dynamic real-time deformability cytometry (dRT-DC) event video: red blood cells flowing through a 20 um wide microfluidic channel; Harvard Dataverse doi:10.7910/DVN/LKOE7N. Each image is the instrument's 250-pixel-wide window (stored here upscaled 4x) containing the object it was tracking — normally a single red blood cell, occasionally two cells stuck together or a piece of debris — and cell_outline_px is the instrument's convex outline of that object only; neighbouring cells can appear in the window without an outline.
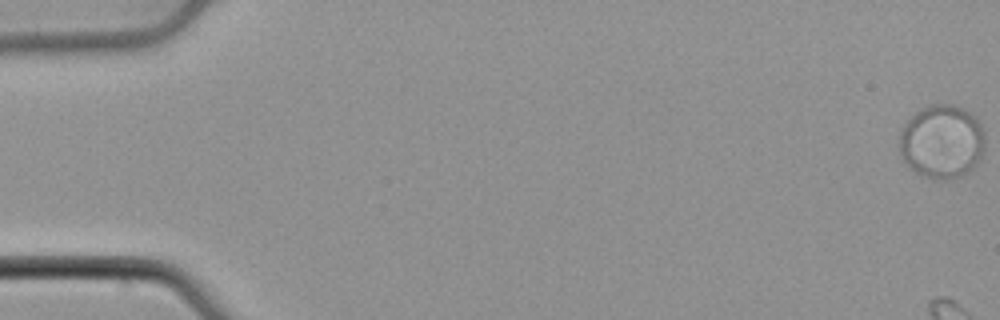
{"species": "common noctule bat (a hibernating species)", "species_latin": "Nyctalus noctula", "temperature_condition": "cold", "stored_images_in_passage": 6, "camera_frame_rate_fps": 3000, "um_per_image_px": 0.085, "animal": {"sex": "male", "body_mass_g": 21.5, "forearm_length_mm": 52.0}, "frame": {"image": 1, "passage_image": 1, "time_ms": 0.0, "image_size_px": [1000, 320], "cell_outline_px": [[984, 152], [976, 164], [968, 172], [960, 176], [948, 180], [932, 180], [920, 176], [904, 160], [900, 152], [900, 132], [904, 124], [916, 112], [932, 104], [952, 104], [964, 108], [972, 112], [976, 116], [984, 128]], "centroid_in_image_um": [80.09, 12.04], "position_along_channel_um": 4.9, "area_um2": 37.17}}